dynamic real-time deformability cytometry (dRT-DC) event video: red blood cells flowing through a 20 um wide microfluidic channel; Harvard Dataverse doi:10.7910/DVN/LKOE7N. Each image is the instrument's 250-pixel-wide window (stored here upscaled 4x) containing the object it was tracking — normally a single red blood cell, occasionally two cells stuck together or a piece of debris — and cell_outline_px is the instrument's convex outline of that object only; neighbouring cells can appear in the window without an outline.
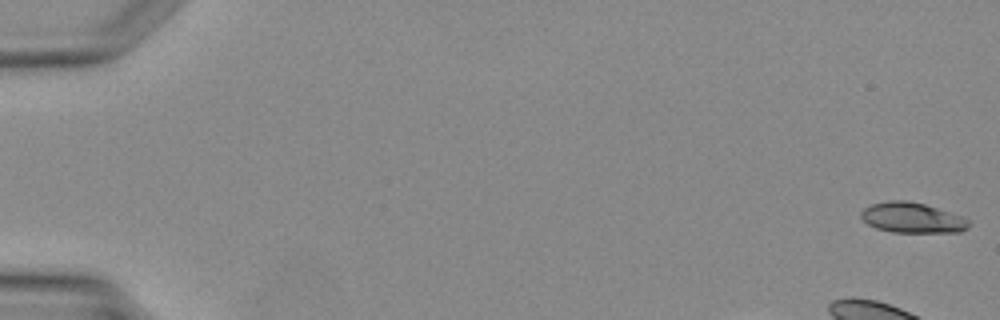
{"species": "Egyptian fruit bat (a non-hibernating species)", "species_latin": "Rousettus aegyptiacus", "temperature_condition": "warm", "stored_images_in_passage": 36, "camera_frame_rate_fps": 3000, "um_per_image_px": 0.085, "animal": {"sex": "female"}, "frame": {"image": 1, "passage_image": 1, "time_ms": 0.0, "image_size_px": [1000, 320], "cell_outline_px": [[972, 224], [968, 228], [960, 232], [892, 232], [876, 228], [868, 224], [860, 216], [860, 212], [864, 208], [872, 204], [892, 200], [904, 200], [924, 204], [960, 216], [968, 220]], "centroid_in_image_um": [77.53, 18.52], "position_along_channel_um": 7.5, "area_um2": 18.84}}